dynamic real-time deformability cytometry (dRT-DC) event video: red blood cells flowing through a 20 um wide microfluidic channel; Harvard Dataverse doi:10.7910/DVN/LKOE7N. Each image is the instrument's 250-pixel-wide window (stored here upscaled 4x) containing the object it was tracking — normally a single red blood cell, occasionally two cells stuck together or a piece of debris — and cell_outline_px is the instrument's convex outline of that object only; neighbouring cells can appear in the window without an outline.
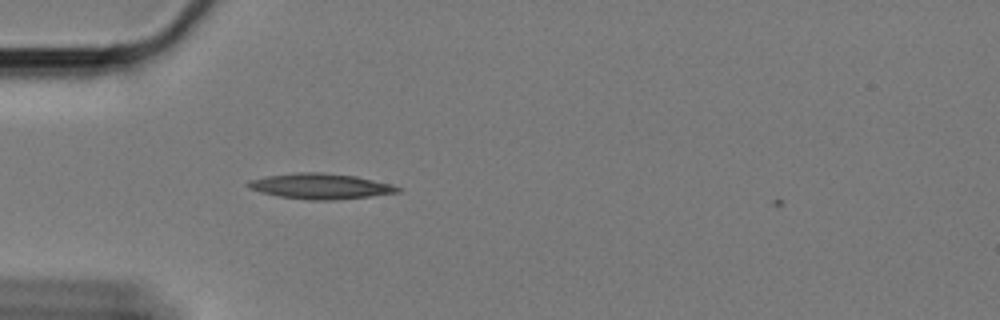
{"species": "Egyptian fruit bat (a non-hibernating species)", "species_latin": "Rousettus aegyptiacus", "temperature_condition": "cold", "stored_images_in_passage": 4, "camera_frame_rate_fps": 3000, "um_per_image_px": 0.085, "animal": {"sex": "female"}, "frame": {"image": 1, "passage_image": 3, "time_ms": 0.667, "image_size_px": [1000, 320], "cell_outline_px": [[404, 188], [400, 192], [368, 196], [332, 200], [308, 200], [280, 196], [260, 192], [248, 188], [244, 184], [248, 180], [268, 176], [300, 172], [320, 172], [356, 176], [392, 184]], "centroid_in_image_um": [27.24, 15.82], "position_along_channel_um": 57.8, "area_um2": 22.2}}